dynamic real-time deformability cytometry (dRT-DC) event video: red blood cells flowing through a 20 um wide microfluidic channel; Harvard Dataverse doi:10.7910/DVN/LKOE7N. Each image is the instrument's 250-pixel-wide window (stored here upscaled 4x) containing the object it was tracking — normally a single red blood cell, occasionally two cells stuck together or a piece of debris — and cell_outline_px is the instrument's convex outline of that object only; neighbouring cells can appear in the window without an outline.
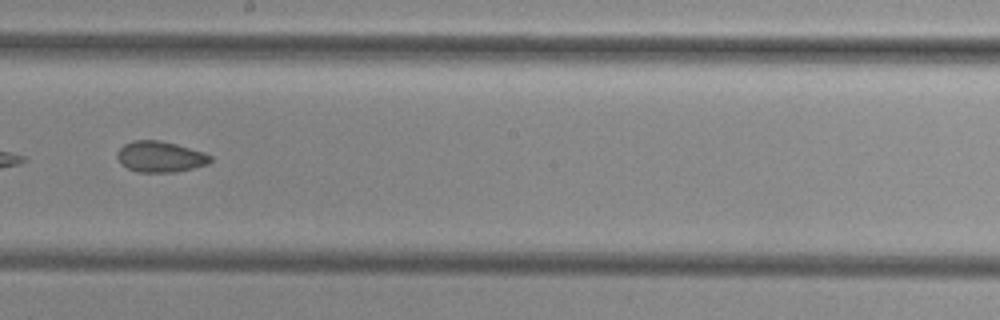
{"species": "common noctule bat (a hibernating species)", "species_latin": "Nyctalus noctula", "temperature_condition": "cold", "stored_images_in_passage": 51, "camera_frame_rate_fps": 3000, "um_per_image_px": 0.085, "animal": {"sex": "female", "body_mass_g": 29.2, "forearm_length_mm": 56.3}, "frame": {"image": 1, "passage_image": 30, "time_ms": 9.667, "image_size_px": [1000, 320], "cell_outline_px": [[212, 160], [208, 164], [176, 172], [136, 172], [120, 164], [116, 156], [116, 152], [124, 144], [132, 140], [160, 140], [176, 144], [204, 152], [212, 156]], "centroid_in_image_um": [13.6, 13.32], "position_along_channel_um": 234.6, "area_um2": 16.94}}